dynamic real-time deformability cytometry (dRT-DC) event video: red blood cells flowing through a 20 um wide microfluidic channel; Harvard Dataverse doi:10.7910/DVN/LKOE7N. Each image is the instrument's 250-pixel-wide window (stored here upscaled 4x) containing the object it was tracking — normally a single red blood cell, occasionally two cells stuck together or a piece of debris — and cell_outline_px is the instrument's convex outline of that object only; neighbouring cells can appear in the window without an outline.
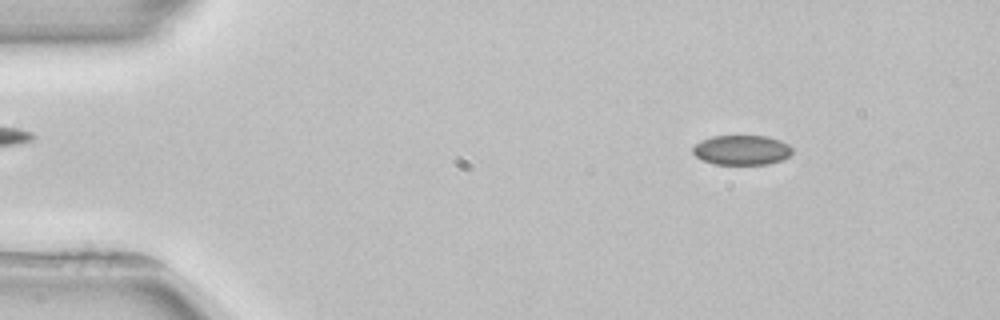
{"species": "common noctule bat (a hibernating species)", "species_latin": "Nyctalus noctula", "temperature_condition": "room temperature", "stored_images_in_passage": 4, "camera_frame_rate_fps": 3000, "um_per_image_px": 0.085, "animal": {"sex": "female", "body_mass_g": 22.7, "forearm_length_mm": 54.2}, "frame": {"image": 1, "passage_image": 1, "time_ms": 0.0, "image_size_px": [1000, 320], "cell_outline_px": [[792, 152], [788, 156], [780, 160], [768, 164], [716, 164], [704, 160], [696, 156], [692, 152], [692, 148], [700, 140], [712, 136], [764, 136], [780, 140], [788, 144], [792, 148]], "centroid_in_image_um": [63.03, 12.74], "position_along_channel_um": 22.0, "area_um2": 17.11}}
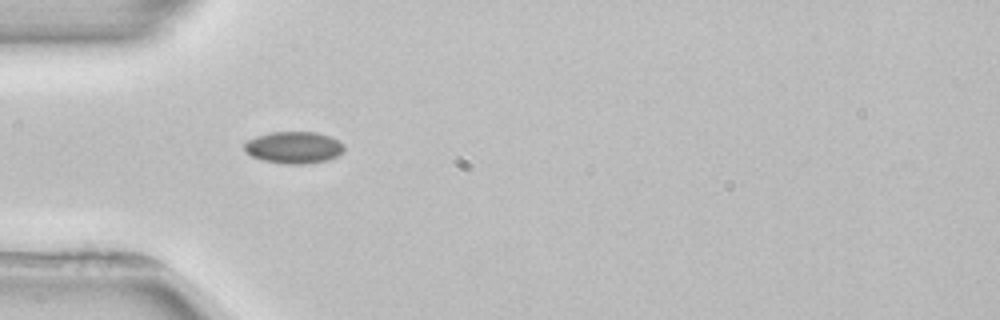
{"frame": {"image": 2, "passage_image": 3, "time_ms": 3.0, "image_size_px": [1000, 320], "cell_outline_px": [[344, 152], [328, 160], [304, 164], [280, 164], [264, 160], [252, 156], [244, 152], [244, 144], [248, 140], [256, 136], [272, 132], [316, 132], [328, 136], [344, 144]], "centroid_in_image_um": [24.96, 12.54], "position_along_channel_um": 60.0, "area_um2": 18.55}}